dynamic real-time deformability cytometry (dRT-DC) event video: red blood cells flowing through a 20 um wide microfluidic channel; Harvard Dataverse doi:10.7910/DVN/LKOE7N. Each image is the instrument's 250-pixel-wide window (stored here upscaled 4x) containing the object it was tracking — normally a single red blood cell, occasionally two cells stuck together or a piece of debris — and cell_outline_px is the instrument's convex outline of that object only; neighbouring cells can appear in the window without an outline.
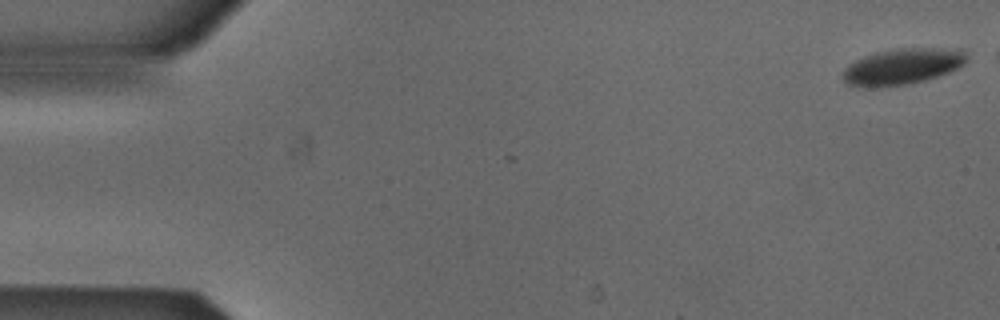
{"species": "Egyptian fruit bat (a non-hibernating species)", "species_latin": "Rousettus aegyptiacus", "temperature_condition": "cold", "stored_images_in_passage": 4, "camera_frame_rate_fps": 3000, "um_per_image_px": 0.085, "animal": {"sex": "male"}, "frame": {"image": 1, "passage_image": 1, "time_ms": 0.0, "image_size_px": [1000, 320], "cell_outline_px": [[968, 60], [964, 64], [948, 72], [924, 80], [908, 84], [864, 88], [848, 84], [844, 80], [844, 68], [848, 64], [864, 56], [876, 52], [900, 48], [964, 48], [968, 52]], "centroid_in_image_um": [76.75, 5.63], "position_along_channel_um": 8.2, "area_um2": 26.13}}